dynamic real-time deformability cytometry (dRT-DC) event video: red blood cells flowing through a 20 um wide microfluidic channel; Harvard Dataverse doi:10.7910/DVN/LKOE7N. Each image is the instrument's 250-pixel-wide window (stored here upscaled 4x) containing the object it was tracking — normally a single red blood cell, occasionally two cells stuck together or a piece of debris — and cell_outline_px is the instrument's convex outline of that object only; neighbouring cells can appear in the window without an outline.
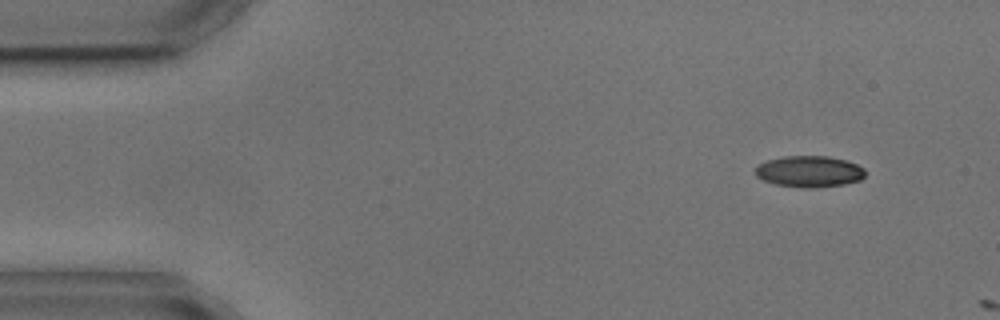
{"species": "common noctule bat (a hibernating species)", "species_latin": "Nyctalus noctula", "temperature_condition": "cold", "stored_images_in_passage": 2, "camera_frame_rate_fps": 3000, "um_per_image_px": 0.085, "animal": {"sex": "male", "body_mass_g": 17.9, "forearm_length_mm": 54.2}, "frame": {"image": 1, "passage_image": 1, "time_ms": 0.0, "image_size_px": [1000, 320], "cell_outline_px": [[864, 176], [860, 180], [844, 184], [812, 188], [800, 188], [776, 184], [764, 180], [756, 176], [756, 168], [760, 164], [768, 160], [784, 156], [828, 156], [844, 160], [856, 164], [864, 168]], "centroid_in_image_um": [68.79, 14.58], "position_along_channel_um": 16.2, "area_um2": 19.88}}